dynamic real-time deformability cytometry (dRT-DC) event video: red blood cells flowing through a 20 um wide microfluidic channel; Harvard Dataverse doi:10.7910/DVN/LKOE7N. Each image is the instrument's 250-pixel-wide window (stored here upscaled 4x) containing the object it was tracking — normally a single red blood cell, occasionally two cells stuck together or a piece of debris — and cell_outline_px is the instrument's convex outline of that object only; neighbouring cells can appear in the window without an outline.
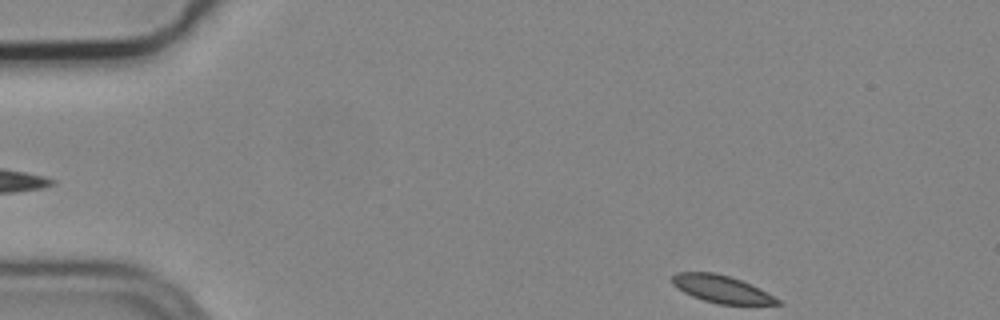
{"species": "common noctule bat (a hibernating species)", "species_latin": "Nyctalus noctula", "temperature_condition": "cold", "stored_images_in_passage": 5, "camera_frame_rate_fps": 3000, "um_per_image_px": 0.085, "animal": {"sex": "male", "body_mass_g": 19.2, "forearm_length_mm": 51.8}, "frame": {"image": 1, "passage_image": 1, "time_ms": 0.0, "image_size_px": [1000, 320], "cell_outline_px": [[784, 304], [720, 304], [704, 300], [692, 296], [676, 288], [672, 284], [672, 276], [676, 272], [712, 272], [728, 276], [752, 284], [768, 292], [780, 300]], "centroid_in_image_um": [61.33, 24.56], "position_along_channel_um": 23.7, "area_um2": 16.76}}
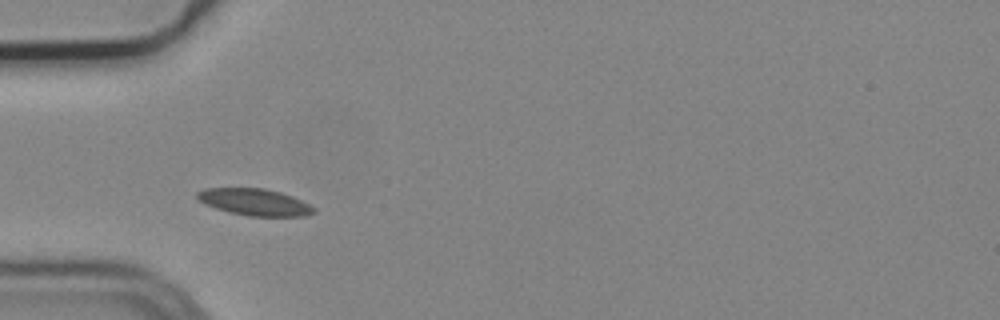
{"frame": {"image": 2, "passage_image": 4, "time_ms": 1.0, "image_size_px": [1000, 320], "cell_outline_px": [[316, 212], [304, 216], [248, 216], [228, 212], [204, 204], [196, 196], [196, 192], [204, 188], [264, 188], [280, 192], [292, 196], [316, 208]], "centroid_in_image_um": [21.63, 17.18], "position_along_channel_um": 63.4, "area_um2": 18.21}}
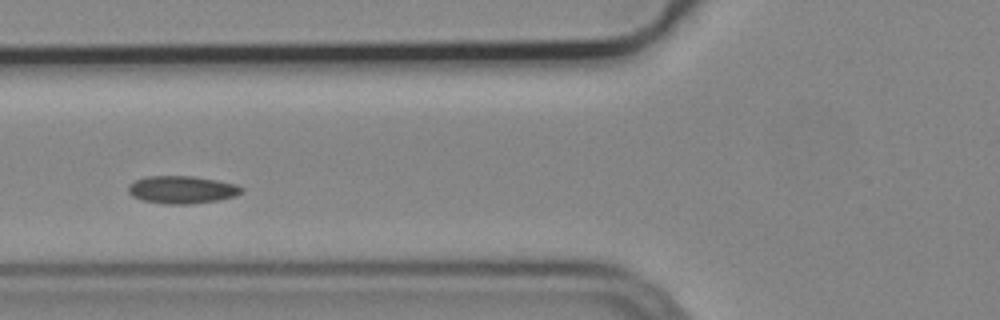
{"frame": {"image": 3, "passage_image": 5, "time_ms": 1.333, "image_size_px": [1000, 320], "cell_outline_px": [[244, 192], [236, 196], [216, 200], [188, 204], [168, 204], [144, 200], [132, 196], [128, 192], [128, 184], [136, 180], [148, 176], [192, 176], [216, 180], [236, 184], [244, 188]], "centroid_in_image_um": [15.48, 16.12], "position_along_channel_um": 110.3, "area_um2": 18.15}}